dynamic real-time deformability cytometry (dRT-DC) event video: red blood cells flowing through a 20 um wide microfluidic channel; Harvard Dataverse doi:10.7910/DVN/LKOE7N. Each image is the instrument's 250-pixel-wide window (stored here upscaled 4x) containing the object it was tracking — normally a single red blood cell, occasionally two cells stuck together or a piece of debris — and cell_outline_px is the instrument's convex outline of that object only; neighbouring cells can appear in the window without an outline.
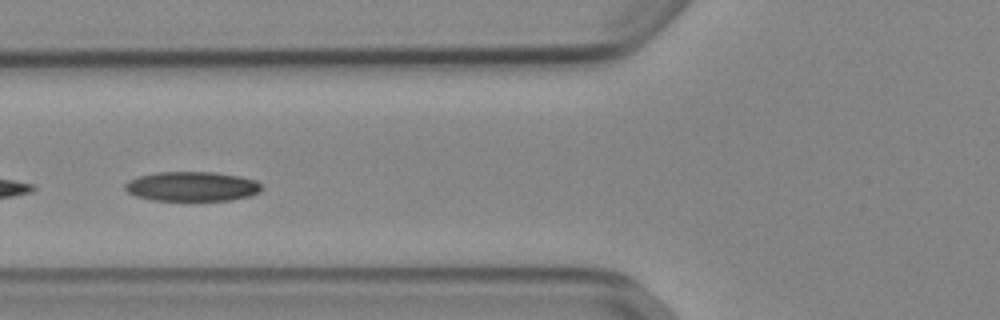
{"species": "Egyptian fruit bat (a non-hibernating species)", "species_latin": "Rousettus aegyptiacus", "temperature_condition": "cold", "stored_images_in_passage": 22, "camera_frame_rate_fps": 3000, "um_per_image_px": 0.085, "animal": {"sex": "female"}, "frame": {"image": 1, "passage_image": 18, "time_ms": 5.667, "image_size_px": [1000, 320], "cell_outline_px": [[264, 188], [260, 192], [252, 196], [232, 200], [152, 200], [136, 196], [128, 192], [124, 188], [124, 184], [128, 180], [136, 176], [156, 172], [212, 172], [240, 176], [256, 180]], "centroid_in_image_um": [16.33, 15.84], "position_along_channel_um": 109.5, "area_um2": 23.81}}